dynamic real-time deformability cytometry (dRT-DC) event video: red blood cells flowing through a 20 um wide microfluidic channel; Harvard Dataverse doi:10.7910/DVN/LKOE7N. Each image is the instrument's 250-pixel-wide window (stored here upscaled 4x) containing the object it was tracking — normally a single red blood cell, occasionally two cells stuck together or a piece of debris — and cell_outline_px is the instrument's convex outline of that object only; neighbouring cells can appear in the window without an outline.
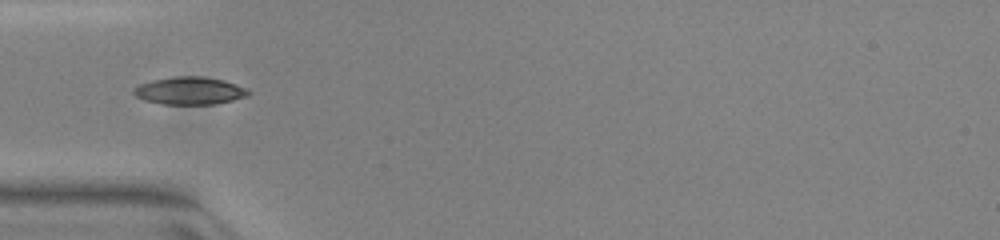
{"species": "common noctule bat (a hibernating species)", "species_latin": "Nyctalus noctula", "temperature_condition": "warm", "stored_images_in_passage": 36, "camera_frame_rate_fps": 3000, "um_per_image_px": 0.085, "animal": {"sex": "female", "body_mass_g": 23.0, "forearm_length_mm": 53.4}, "frame": {"image": 1, "passage_image": 1, "time_ms": 0.0, "image_size_px": [1000, 240], "cell_outline_px": [[252, 92], [248, 96], [216, 104], [164, 104], [144, 100], [136, 96], [132, 92], [132, 88], [140, 84], [152, 80], [176, 76], [200, 76], [224, 80], [248, 88]], "centroid_in_image_um": [16.14, 7.71], "position_along_channel_um": 68.9, "area_um2": 18.55}}
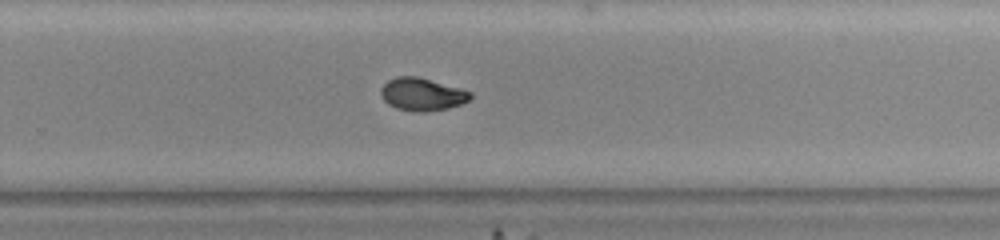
{"frame": {"image": 2, "passage_image": 18, "time_ms": 5.667, "image_size_px": [1000, 240], "cell_outline_px": [[472, 96], [468, 100], [460, 104], [448, 108], [424, 112], [412, 112], [396, 108], [388, 104], [384, 100], [380, 92], [380, 88], [388, 80], [396, 76], [420, 76], [472, 92]], "centroid_in_image_um": [35.85, 8.01], "position_along_channel_um": 293.9, "area_um2": 17.17}}
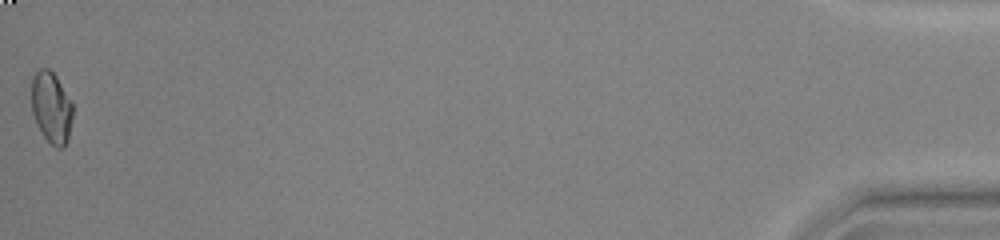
{"frame": {"image": 3, "passage_image": 36, "time_ms": 11.667, "image_size_px": [1000, 240], "cell_outline_px": [[72, 116], [68, 140], [64, 148], [56, 148], [44, 136], [32, 112], [32, 76], [40, 68], [48, 68], [56, 76], [72, 104]], "centroid_in_image_um": [4.37, 9.14], "position_along_channel_um": 430.8, "area_um2": 16.82}, "authors_computed_cell_mechanics": {"area_um2": 16.9354, "velocity_mm_per_s": 3.9693, "shape_relaxation_time_tau1_ms": 3.8551, "shape_relaxation_time_tau2_ms": 1.8012, "deformation_change_tau1": 0.1729, "deformation_change_tau2": 0.0441}}